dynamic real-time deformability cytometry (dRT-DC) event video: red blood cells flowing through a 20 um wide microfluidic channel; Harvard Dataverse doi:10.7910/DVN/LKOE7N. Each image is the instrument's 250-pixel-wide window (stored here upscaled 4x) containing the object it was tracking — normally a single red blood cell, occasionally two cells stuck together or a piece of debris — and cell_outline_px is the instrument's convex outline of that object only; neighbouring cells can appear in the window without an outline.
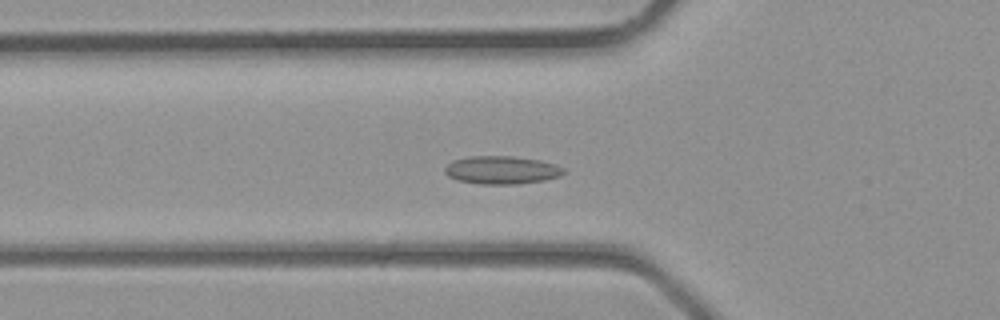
{"species": "common noctule bat (a hibernating species)", "species_latin": "Nyctalus noctula", "temperature_condition": "room temperature", "stored_images_in_passage": 39, "camera_frame_rate_fps": 3000, "um_per_image_px": 0.085, "animal": {"sex": "male", "body_mass_g": 23.1, "forearm_length_mm": 52.7}, "frame": {"image": 1, "passage_image": 14, "time_ms": 4.333, "image_size_px": [1000, 320], "cell_outline_px": [[568, 172], [560, 176], [544, 180], [520, 184], [480, 184], [456, 180], [448, 176], [444, 172], [444, 168], [452, 160], [468, 156], [512, 156], [540, 160], [556, 164], [564, 168]], "centroid_in_image_um": [42.65, 14.45], "position_along_channel_um": 83.1, "area_um2": 19.71}}
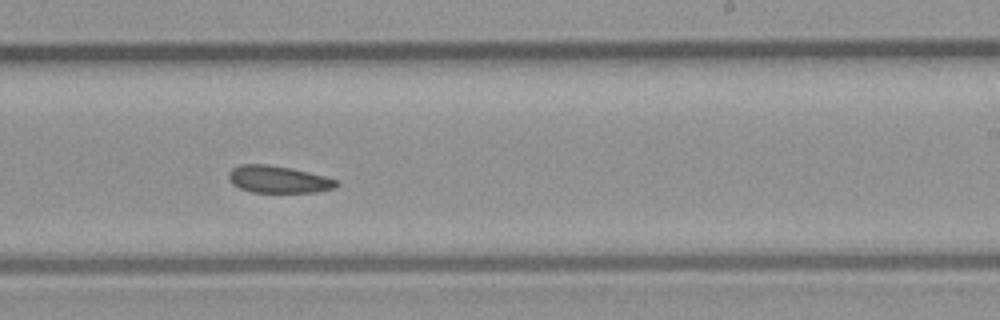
{"frame": {"image": 2, "passage_image": 24, "time_ms": 7.667, "image_size_px": [1000, 320], "cell_outline_px": [[340, 184], [336, 188], [316, 192], [252, 192], [240, 188], [232, 184], [228, 180], [228, 172], [232, 168], [240, 164], [264, 164], [292, 168], [324, 176], [336, 180]], "centroid_in_image_um": [23.64, 15.25], "position_along_channel_um": 265.4, "area_um2": 17.11}}
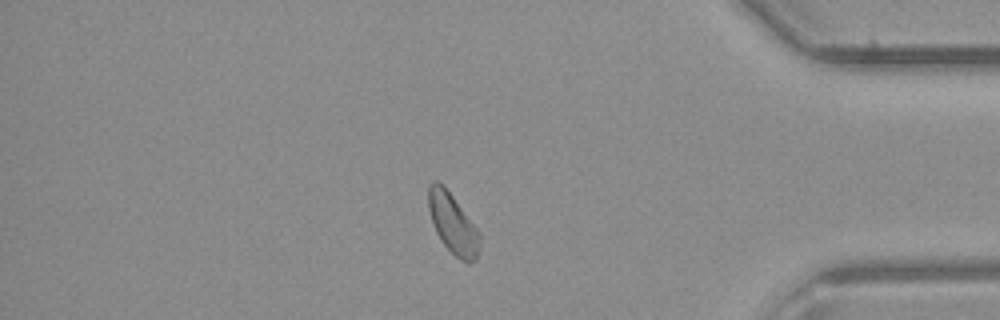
{"frame": {"image": 3, "passage_image": 33, "time_ms": 10.667, "image_size_px": [1000, 320], "cell_outline_px": [[480, 240], [476, 256], [472, 264], [468, 264], [460, 260], [440, 240], [436, 232], [428, 208], [428, 184], [432, 180], [436, 180], [444, 184], [480, 232]], "centroid_in_image_um": [38.47, 18.97], "position_along_channel_um": 396.7, "area_um2": 18.03}}